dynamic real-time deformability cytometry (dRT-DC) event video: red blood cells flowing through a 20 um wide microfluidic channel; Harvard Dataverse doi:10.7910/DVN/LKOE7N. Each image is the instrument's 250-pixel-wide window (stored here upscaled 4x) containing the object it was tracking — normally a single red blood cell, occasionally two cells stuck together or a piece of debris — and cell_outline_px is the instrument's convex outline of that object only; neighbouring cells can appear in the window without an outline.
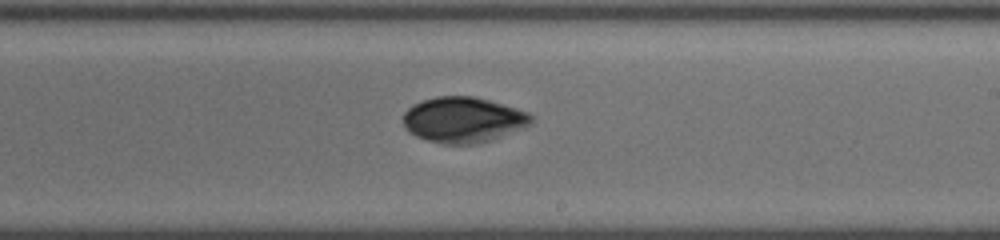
{"species": "common noctule bat (a hibernating species)", "species_latin": "Nyctalus noctula", "temperature_condition": "cold", "stored_images_in_passage": 43, "camera_frame_rate_fps": 3000, "um_per_image_px": 0.085, "animal": {"sex": "female", "body_mass_g": 19.5, "forearm_length_mm": 54.1}, "frame": {"image": 1, "passage_image": 23, "time_ms": 7.333, "image_size_px": [1000, 240], "cell_outline_px": [[532, 120], [528, 124], [520, 128], [488, 140], [476, 144], [444, 144], [428, 140], [416, 136], [408, 132], [404, 124], [404, 112], [412, 104], [436, 96], [476, 96], [516, 108], [528, 112], [532, 116]], "centroid_in_image_um": [39.32, 10.16], "position_along_channel_um": 249.7, "area_um2": 33.58}}